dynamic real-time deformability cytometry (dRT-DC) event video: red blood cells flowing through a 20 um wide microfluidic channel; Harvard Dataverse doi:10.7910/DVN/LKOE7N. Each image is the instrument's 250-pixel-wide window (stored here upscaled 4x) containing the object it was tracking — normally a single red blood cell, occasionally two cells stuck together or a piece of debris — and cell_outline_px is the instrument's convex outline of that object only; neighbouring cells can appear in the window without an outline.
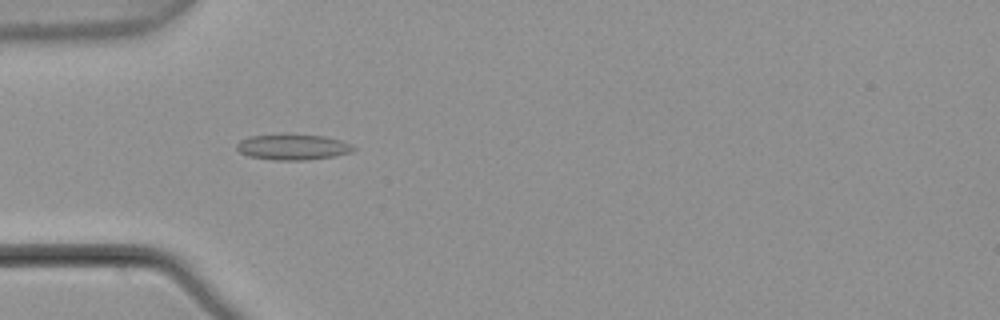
{"species": "common noctule bat (a hibernating species)", "species_latin": "Nyctalus noctula", "temperature_condition": "warm", "stored_images_in_passage": 8, "camera_frame_rate_fps": 3000, "um_per_image_px": 0.085, "animal": {"sex": "male", "body_mass_g": 21.5, "forearm_length_mm": 52.0}, "frame": {"image": 1, "passage_image": 5, "time_ms": 1.333, "image_size_px": [1000, 320], "cell_outline_px": [[356, 148], [352, 152], [332, 156], [308, 160], [272, 160], [248, 156], [240, 152], [236, 148], [236, 144], [240, 140], [248, 136], [284, 132], [324, 136], [340, 140]], "centroid_in_image_um": [24.82, 12.46], "position_along_channel_um": 60.2, "area_um2": 17.98}}
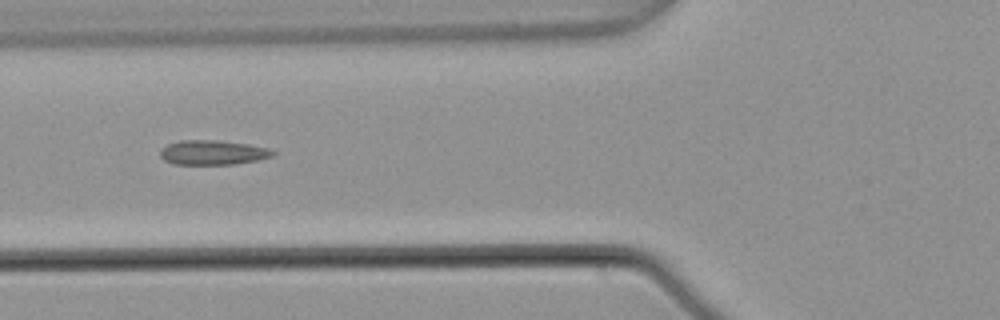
{"frame": {"image": 2, "passage_image": 6, "time_ms": 1.667, "image_size_px": [1000, 320], "cell_outline_px": [[276, 152], [272, 156], [256, 160], [232, 164], [172, 164], [164, 160], [160, 156], [160, 152], [168, 144], [180, 140], [216, 140], [248, 144], [268, 148]], "centroid_in_image_um": [18.07, 12.96], "position_along_channel_um": 107.7, "area_um2": 15.95}}
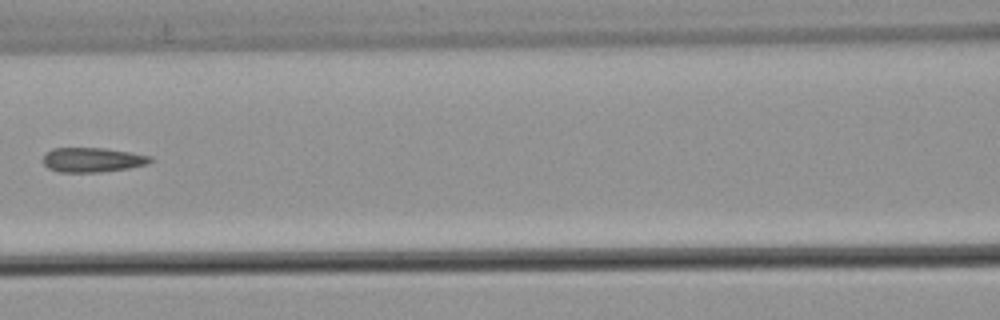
{"frame": {"image": 3, "passage_image": 7, "time_ms": 2.0, "image_size_px": [1000, 320], "cell_outline_px": [[152, 160], [148, 164], [128, 168], [100, 172], [60, 172], [48, 168], [44, 164], [44, 156], [52, 148], [104, 148], [132, 152], [152, 156]], "centroid_in_image_um": [7.89, 13.58], "position_along_channel_um": 158.7, "area_um2": 15.32}}